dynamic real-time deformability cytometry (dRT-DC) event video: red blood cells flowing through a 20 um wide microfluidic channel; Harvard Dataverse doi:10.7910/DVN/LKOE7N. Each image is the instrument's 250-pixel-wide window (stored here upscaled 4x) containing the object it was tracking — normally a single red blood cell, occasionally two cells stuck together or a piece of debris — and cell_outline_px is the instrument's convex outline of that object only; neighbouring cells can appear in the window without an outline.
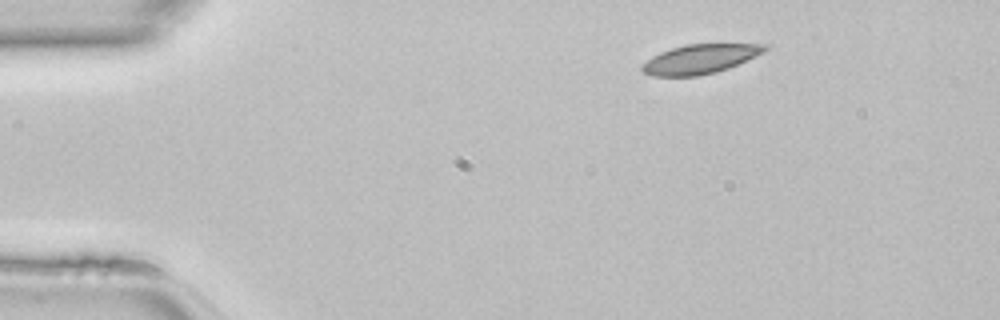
{"species": "common noctule bat (a hibernating species)", "species_latin": "Nyctalus noctula", "temperature_condition": "room temperature", "stored_images_in_passage": 41, "camera_frame_rate_fps": 3000, "um_per_image_px": 0.085, "animal": {"sex": "female", "body_mass_g": 22.7, "forearm_length_mm": 54.2}, "frame": {"image": 1, "passage_image": 1, "time_ms": 0.0, "image_size_px": [1000, 320], "cell_outline_px": [[768, 48], [764, 52], [728, 68], [716, 72], [696, 76], [652, 76], [644, 72], [640, 68], [652, 56], [660, 52], [684, 44], [768, 44]], "centroid_in_image_um": [59.5, 5.01], "position_along_channel_um": 25.5, "area_um2": 20.75}}
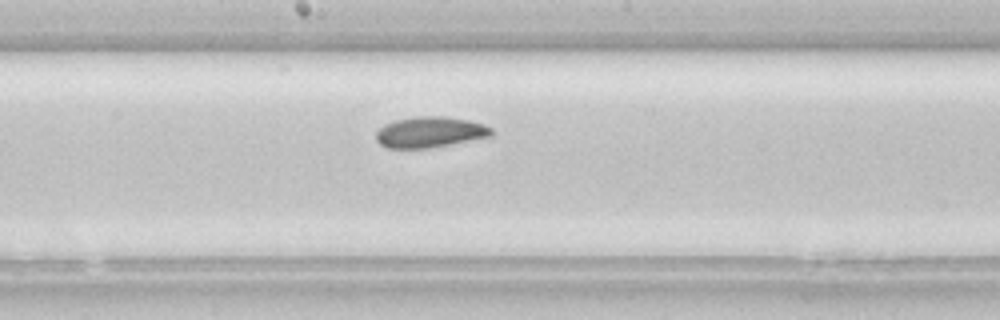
{"frame": {"image": 2, "passage_image": 19, "time_ms": 6.0, "image_size_px": [1000, 320], "cell_outline_px": [[492, 136], [452, 144], [428, 148], [388, 148], [380, 144], [376, 140], [376, 132], [384, 124], [396, 120], [416, 116], [444, 116], [468, 120], [484, 124], [492, 128]], "centroid_in_image_um": [36.55, 11.23], "position_along_channel_um": 211.7, "area_um2": 20.75}}
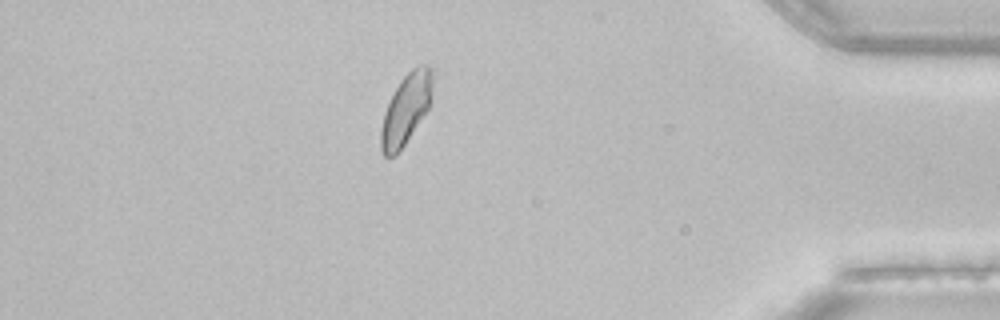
{"frame": {"image": 3, "passage_image": 35, "time_ms": 11.333, "image_size_px": [1000, 320], "cell_outline_px": [[432, 100], [428, 108], [396, 156], [384, 156], [380, 148], [380, 128], [384, 112], [388, 100], [400, 80], [416, 64], [428, 64], [432, 68]], "centroid_in_image_um": [34.49, 9.23], "position_along_channel_um": 400.7, "area_um2": 21.33}}